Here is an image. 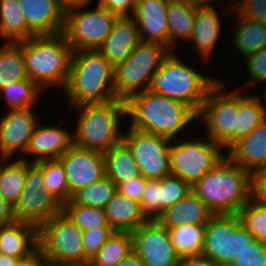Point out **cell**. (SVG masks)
<instances>
[{
    "instance_id": "cell-54",
    "label": "cell",
    "mask_w": 266,
    "mask_h": 266,
    "mask_svg": "<svg viewBox=\"0 0 266 266\" xmlns=\"http://www.w3.org/2000/svg\"><path fill=\"white\" fill-rule=\"evenodd\" d=\"M117 266H145L138 254L131 250Z\"/></svg>"
},
{
    "instance_id": "cell-44",
    "label": "cell",
    "mask_w": 266,
    "mask_h": 266,
    "mask_svg": "<svg viewBox=\"0 0 266 266\" xmlns=\"http://www.w3.org/2000/svg\"><path fill=\"white\" fill-rule=\"evenodd\" d=\"M113 232L111 227H98L82 231L85 266H88L89 261L97 254Z\"/></svg>"
},
{
    "instance_id": "cell-56",
    "label": "cell",
    "mask_w": 266,
    "mask_h": 266,
    "mask_svg": "<svg viewBox=\"0 0 266 266\" xmlns=\"http://www.w3.org/2000/svg\"><path fill=\"white\" fill-rule=\"evenodd\" d=\"M19 258L0 254V266H14Z\"/></svg>"
},
{
    "instance_id": "cell-6",
    "label": "cell",
    "mask_w": 266,
    "mask_h": 266,
    "mask_svg": "<svg viewBox=\"0 0 266 266\" xmlns=\"http://www.w3.org/2000/svg\"><path fill=\"white\" fill-rule=\"evenodd\" d=\"M177 53L171 51L163 60L153 75L149 90L183 102L198 114L209 89L220 77L201 73L200 68L187 64Z\"/></svg>"
},
{
    "instance_id": "cell-10",
    "label": "cell",
    "mask_w": 266,
    "mask_h": 266,
    "mask_svg": "<svg viewBox=\"0 0 266 266\" xmlns=\"http://www.w3.org/2000/svg\"><path fill=\"white\" fill-rule=\"evenodd\" d=\"M191 139L171 140L170 166L171 174L179 176L192 188L227 154L222 145L208 137L204 140L199 137Z\"/></svg>"
},
{
    "instance_id": "cell-16",
    "label": "cell",
    "mask_w": 266,
    "mask_h": 266,
    "mask_svg": "<svg viewBox=\"0 0 266 266\" xmlns=\"http://www.w3.org/2000/svg\"><path fill=\"white\" fill-rule=\"evenodd\" d=\"M39 120L34 107L9 110L0 116V158L23 157Z\"/></svg>"
},
{
    "instance_id": "cell-38",
    "label": "cell",
    "mask_w": 266,
    "mask_h": 266,
    "mask_svg": "<svg viewBox=\"0 0 266 266\" xmlns=\"http://www.w3.org/2000/svg\"><path fill=\"white\" fill-rule=\"evenodd\" d=\"M42 174L44 189L62 204L68 202V184L62 162L59 159L43 160Z\"/></svg>"
},
{
    "instance_id": "cell-5",
    "label": "cell",
    "mask_w": 266,
    "mask_h": 266,
    "mask_svg": "<svg viewBox=\"0 0 266 266\" xmlns=\"http://www.w3.org/2000/svg\"><path fill=\"white\" fill-rule=\"evenodd\" d=\"M71 109L78 112L72 132L76 147L104 154L122 142L124 132L121 130V120L127 117L126 101L115 98L103 103L81 104Z\"/></svg>"
},
{
    "instance_id": "cell-34",
    "label": "cell",
    "mask_w": 266,
    "mask_h": 266,
    "mask_svg": "<svg viewBox=\"0 0 266 266\" xmlns=\"http://www.w3.org/2000/svg\"><path fill=\"white\" fill-rule=\"evenodd\" d=\"M132 247V232L114 231L88 266H117Z\"/></svg>"
},
{
    "instance_id": "cell-13",
    "label": "cell",
    "mask_w": 266,
    "mask_h": 266,
    "mask_svg": "<svg viewBox=\"0 0 266 266\" xmlns=\"http://www.w3.org/2000/svg\"><path fill=\"white\" fill-rule=\"evenodd\" d=\"M122 141L131 150L140 174L147 180H160L171 174V139L134 129L128 125Z\"/></svg>"
},
{
    "instance_id": "cell-40",
    "label": "cell",
    "mask_w": 266,
    "mask_h": 266,
    "mask_svg": "<svg viewBox=\"0 0 266 266\" xmlns=\"http://www.w3.org/2000/svg\"><path fill=\"white\" fill-rule=\"evenodd\" d=\"M239 218L244 227L257 240L266 239V206L252 198L240 209Z\"/></svg>"
},
{
    "instance_id": "cell-33",
    "label": "cell",
    "mask_w": 266,
    "mask_h": 266,
    "mask_svg": "<svg viewBox=\"0 0 266 266\" xmlns=\"http://www.w3.org/2000/svg\"><path fill=\"white\" fill-rule=\"evenodd\" d=\"M171 243L180 258L201 254L205 246V225H180L167 228Z\"/></svg>"
},
{
    "instance_id": "cell-23",
    "label": "cell",
    "mask_w": 266,
    "mask_h": 266,
    "mask_svg": "<svg viewBox=\"0 0 266 266\" xmlns=\"http://www.w3.org/2000/svg\"><path fill=\"white\" fill-rule=\"evenodd\" d=\"M227 156L250 173L266 168V118L228 150Z\"/></svg>"
},
{
    "instance_id": "cell-25",
    "label": "cell",
    "mask_w": 266,
    "mask_h": 266,
    "mask_svg": "<svg viewBox=\"0 0 266 266\" xmlns=\"http://www.w3.org/2000/svg\"><path fill=\"white\" fill-rule=\"evenodd\" d=\"M37 247L35 225L15 220L0 227V254L20 259L28 256Z\"/></svg>"
},
{
    "instance_id": "cell-3",
    "label": "cell",
    "mask_w": 266,
    "mask_h": 266,
    "mask_svg": "<svg viewBox=\"0 0 266 266\" xmlns=\"http://www.w3.org/2000/svg\"><path fill=\"white\" fill-rule=\"evenodd\" d=\"M22 53L28 78L43 91L49 87L65 89L73 49L62 32L29 37L22 41Z\"/></svg>"
},
{
    "instance_id": "cell-48",
    "label": "cell",
    "mask_w": 266,
    "mask_h": 266,
    "mask_svg": "<svg viewBox=\"0 0 266 266\" xmlns=\"http://www.w3.org/2000/svg\"><path fill=\"white\" fill-rule=\"evenodd\" d=\"M251 198L266 206V168L251 173Z\"/></svg>"
},
{
    "instance_id": "cell-51",
    "label": "cell",
    "mask_w": 266,
    "mask_h": 266,
    "mask_svg": "<svg viewBox=\"0 0 266 266\" xmlns=\"http://www.w3.org/2000/svg\"><path fill=\"white\" fill-rule=\"evenodd\" d=\"M14 266H49L41 250L37 247L32 253L18 259Z\"/></svg>"
},
{
    "instance_id": "cell-4",
    "label": "cell",
    "mask_w": 266,
    "mask_h": 266,
    "mask_svg": "<svg viewBox=\"0 0 266 266\" xmlns=\"http://www.w3.org/2000/svg\"><path fill=\"white\" fill-rule=\"evenodd\" d=\"M192 190L213 214H238L251 198V173L226 155Z\"/></svg>"
},
{
    "instance_id": "cell-43",
    "label": "cell",
    "mask_w": 266,
    "mask_h": 266,
    "mask_svg": "<svg viewBox=\"0 0 266 266\" xmlns=\"http://www.w3.org/2000/svg\"><path fill=\"white\" fill-rule=\"evenodd\" d=\"M140 207L148 220H157L161 215L160 180L146 181Z\"/></svg>"
},
{
    "instance_id": "cell-26",
    "label": "cell",
    "mask_w": 266,
    "mask_h": 266,
    "mask_svg": "<svg viewBox=\"0 0 266 266\" xmlns=\"http://www.w3.org/2000/svg\"><path fill=\"white\" fill-rule=\"evenodd\" d=\"M228 7V15L231 14L237 20L233 37L231 36L232 50L235 49L233 53H239V57L244 59L266 47V22L245 19L233 10L232 4Z\"/></svg>"
},
{
    "instance_id": "cell-8",
    "label": "cell",
    "mask_w": 266,
    "mask_h": 266,
    "mask_svg": "<svg viewBox=\"0 0 266 266\" xmlns=\"http://www.w3.org/2000/svg\"><path fill=\"white\" fill-rule=\"evenodd\" d=\"M37 241L49 266H85L82 230L63 211L37 228Z\"/></svg>"
},
{
    "instance_id": "cell-39",
    "label": "cell",
    "mask_w": 266,
    "mask_h": 266,
    "mask_svg": "<svg viewBox=\"0 0 266 266\" xmlns=\"http://www.w3.org/2000/svg\"><path fill=\"white\" fill-rule=\"evenodd\" d=\"M62 211L82 231L98 227H110L104 209L83 205H63Z\"/></svg>"
},
{
    "instance_id": "cell-7",
    "label": "cell",
    "mask_w": 266,
    "mask_h": 266,
    "mask_svg": "<svg viewBox=\"0 0 266 266\" xmlns=\"http://www.w3.org/2000/svg\"><path fill=\"white\" fill-rule=\"evenodd\" d=\"M224 80L220 78L209 89L198 113L197 124L202 122L205 136L227 151L237 141L239 89L228 91Z\"/></svg>"
},
{
    "instance_id": "cell-41",
    "label": "cell",
    "mask_w": 266,
    "mask_h": 266,
    "mask_svg": "<svg viewBox=\"0 0 266 266\" xmlns=\"http://www.w3.org/2000/svg\"><path fill=\"white\" fill-rule=\"evenodd\" d=\"M192 188L179 176L168 174L160 179L161 214L184 198Z\"/></svg>"
},
{
    "instance_id": "cell-36",
    "label": "cell",
    "mask_w": 266,
    "mask_h": 266,
    "mask_svg": "<svg viewBox=\"0 0 266 266\" xmlns=\"http://www.w3.org/2000/svg\"><path fill=\"white\" fill-rule=\"evenodd\" d=\"M42 90L37 83L26 78L1 88L0 96L5 98L9 110L21 109L35 107L37 102H40Z\"/></svg>"
},
{
    "instance_id": "cell-11",
    "label": "cell",
    "mask_w": 266,
    "mask_h": 266,
    "mask_svg": "<svg viewBox=\"0 0 266 266\" xmlns=\"http://www.w3.org/2000/svg\"><path fill=\"white\" fill-rule=\"evenodd\" d=\"M77 5L66 9L64 34L73 51L98 50L112 31L118 15L97 4ZM88 7V9H87Z\"/></svg>"
},
{
    "instance_id": "cell-1",
    "label": "cell",
    "mask_w": 266,
    "mask_h": 266,
    "mask_svg": "<svg viewBox=\"0 0 266 266\" xmlns=\"http://www.w3.org/2000/svg\"><path fill=\"white\" fill-rule=\"evenodd\" d=\"M126 105L130 127L171 140L198 122V114L190 106L150 90L132 96Z\"/></svg>"
},
{
    "instance_id": "cell-15",
    "label": "cell",
    "mask_w": 266,
    "mask_h": 266,
    "mask_svg": "<svg viewBox=\"0 0 266 266\" xmlns=\"http://www.w3.org/2000/svg\"><path fill=\"white\" fill-rule=\"evenodd\" d=\"M64 167L68 184V201L79 189L106 176L104 154L74 144L58 158Z\"/></svg>"
},
{
    "instance_id": "cell-21",
    "label": "cell",
    "mask_w": 266,
    "mask_h": 266,
    "mask_svg": "<svg viewBox=\"0 0 266 266\" xmlns=\"http://www.w3.org/2000/svg\"><path fill=\"white\" fill-rule=\"evenodd\" d=\"M141 42L139 29L132 16H118L112 31L98 51L115 68Z\"/></svg>"
},
{
    "instance_id": "cell-20",
    "label": "cell",
    "mask_w": 266,
    "mask_h": 266,
    "mask_svg": "<svg viewBox=\"0 0 266 266\" xmlns=\"http://www.w3.org/2000/svg\"><path fill=\"white\" fill-rule=\"evenodd\" d=\"M63 204L45 189L23 188L13 207L16 221L28 222L37 228L62 212Z\"/></svg>"
},
{
    "instance_id": "cell-52",
    "label": "cell",
    "mask_w": 266,
    "mask_h": 266,
    "mask_svg": "<svg viewBox=\"0 0 266 266\" xmlns=\"http://www.w3.org/2000/svg\"><path fill=\"white\" fill-rule=\"evenodd\" d=\"M180 266H218L207 255L201 253L181 258Z\"/></svg>"
},
{
    "instance_id": "cell-35",
    "label": "cell",
    "mask_w": 266,
    "mask_h": 266,
    "mask_svg": "<svg viewBox=\"0 0 266 266\" xmlns=\"http://www.w3.org/2000/svg\"><path fill=\"white\" fill-rule=\"evenodd\" d=\"M117 191V185L108 177L75 192L63 205H83L104 209Z\"/></svg>"
},
{
    "instance_id": "cell-59",
    "label": "cell",
    "mask_w": 266,
    "mask_h": 266,
    "mask_svg": "<svg viewBox=\"0 0 266 266\" xmlns=\"http://www.w3.org/2000/svg\"><path fill=\"white\" fill-rule=\"evenodd\" d=\"M219 2V1H221V0H211V2ZM229 3H227V4H234L235 2H236V0H227ZM232 1V2H231Z\"/></svg>"
},
{
    "instance_id": "cell-58",
    "label": "cell",
    "mask_w": 266,
    "mask_h": 266,
    "mask_svg": "<svg viewBox=\"0 0 266 266\" xmlns=\"http://www.w3.org/2000/svg\"><path fill=\"white\" fill-rule=\"evenodd\" d=\"M262 90H263V92H261V94L263 93L261 95L262 98L258 94L256 96L258 97V99H259V101L261 103V106L263 107V112H264V115L266 117V85H265V87Z\"/></svg>"
},
{
    "instance_id": "cell-57",
    "label": "cell",
    "mask_w": 266,
    "mask_h": 266,
    "mask_svg": "<svg viewBox=\"0 0 266 266\" xmlns=\"http://www.w3.org/2000/svg\"><path fill=\"white\" fill-rule=\"evenodd\" d=\"M169 1L187 3L193 6H199L211 2V0H169Z\"/></svg>"
},
{
    "instance_id": "cell-47",
    "label": "cell",
    "mask_w": 266,
    "mask_h": 266,
    "mask_svg": "<svg viewBox=\"0 0 266 266\" xmlns=\"http://www.w3.org/2000/svg\"><path fill=\"white\" fill-rule=\"evenodd\" d=\"M147 179L142 175L130 181L122 182L117 185V191L126 197L140 203L146 186Z\"/></svg>"
},
{
    "instance_id": "cell-32",
    "label": "cell",
    "mask_w": 266,
    "mask_h": 266,
    "mask_svg": "<svg viewBox=\"0 0 266 266\" xmlns=\"http://www.w3.org/2000/svg\"><path fill=\"white\" fill-rule=\"evenodd\" d=\"M28 78L22 42H4L0 46V89Z\"/></svg>"
},
{
    "instance_id": "cell-53",
    "label": "cell",
    "mask_w": 266,
    "mask_h": 266,
    "mask_svg": "<svg viewBox=\"0 0 266 266\" xmlns=\"http://www.w3.org/2000/svg\"><path fill=\"white\" fill-rule=\"evenodd\" d=\"M15 221L13 206L0 194V227Z\"/></svg>"
},
{
    "instance_id": "cell-30",
    "label": "cell",
    "mask_w": 266,
    "mask_h": 266,
    "mask_svg": "<svg viewBox=\"0 0 266 266\" xmlns=\"http://www.w3.org/2000/svg\"><path fill=\"white\" fill-rule=\"evenodd\" d=\"M104 158L106 177L110 178L116 185L141 175L131 150L123 141L106 151Z\"/></svg>"
},
{
    "instance_id": "cell-29",
    "label": "cell",
    "mask_w": 266,
    "mask_h": 266,
    "mask_svg": "<svg viewBox=\"0 0 266 266\" xmlns=\"http://www.w3.org/2000/svg\"><path fill=\"white\" fill-rule=\"evenodd\" d=\"M196 6L171 2L167 6V22L169 29V49L178 51L179 40L188 42L193 32Z\"/></svg>"
},
{
    "instance_id": "cell-42",
    "label": "cell",
    "mask_w": 266,
    "mask_h": 266,
    "mask_svg": "<svg viewBox=\"0 0 266 266\" xmlns=\"http://www.w3.org/2000/svg\"><path fill=\"white\" fill-rule=\"evenodd\" d=\"M246 66L245 71L249 75L248 82L235 89L248 91L251 87L258 86V84L262 85L263 83L266 84V47L260 49L258 52L247 56L246 58L242 59ZM255 85V86H254Z\"/></svg>"
},
{
    "instance_id": "cell-12",
    "label": "cell",
    "mask_w": 266,
    "mask_h": 266,
    "mask_svg": "<svg viewBox=\"0 0 266 266\" xmlns=\"http://www.w3.org/2000/svg\"><path fill=\"white\" fill-rule=\"evenodd\" d=\"M254 239L241 223L238 214H213L205 225L202 253L218 266H230Z\"/></svg>"
},
{
    "instance_id": "cell-24",
    "label": "cell",
    "mask_w": 266,
    "mask_h": 266,
    "mask_svg": "<svg viewBox=\"0 0 266 266\" xmlns=\"http://www.w3.org/2000/svg\"><path fill=\"white\" fill-rule=\"evenodd\" d=\"M213 213L206 204L191 190L184 198L167 208L157 221L166 228L184 225H206Z\"/></svg>"
},
{
    "instance_id": "cell-22",
    "label": "cell",
    "mask_w": 266,
    "mask_h": 266,
    "mask_svg": "<svg viewBox=\"0 0 266 266\" xmlns=\"http://www.w3.org/2000/svg\"><path fill=\"white\" fill-rule=\"evenodd\" d=\"M27 26L36 34H57L64 28L66 8L59 0H19Z\"/></svg>"
},
{
    "instance_id": "cell-37",
    "label": "cell",
    "mask_w": 266,
    "mask_h": 266,
    "mask_svg": "<svg viewBox=\"0 0 266 266\" xmlns=\"http://www.w3.org/2000/svg\"><path fill=\"white\" fill-rule=\"evenodd\" d=\"M250 91L239 90V112L237 116V141L247 136L266 117L263 107L255 95Z\"/></svg>"
},
{
    "instance_id": "cell-55",
    "label": "cell",
    "mask_w": 266,
    "mask_h": 266,
    "mask_svg": "<svg viewBox=\"0 0 266 266\" xmlns=\"http://www.w3.org/2000/svg\"><path fill=\"white\" fill-rule=\"evenodd\" d=\"M61 4L67 9L77 5L91 4L92 0H59Z\"/></svg>"
},
{
    "instance_id": "cell-27",
    "label": "cell",
    "mask_w": 266,
    "mask_h": 266,
    "mask_svg": "<svg viewBox=\"0 0 266 266\" xmlns=\"http://www.w3.org/2000/svg\"><path fill=\"white\" fill-rule=\"evenodd\" d=\"M104 213L109 226L118 232H133L148 221L142 213L140 203L118 191L106 204Z\"/></svg>"
},
{
    "instance_id": "cell-17",
    "label": "cell",
    "mask_w": 266,
    "mask_h": 266,
    "mask_svg": "<svg viewBox=\"0 0 266 266\" xmlns=\"http://www.w3.org/2000/svg\"><path fill=\"white\" fill-rule=\"evenodd\" d=\"M41 123V121L37 123L24 157L20 158L29 163L58 159L73 145L71 130L61 125H44V123L42 125ZM30 158L33 159L30 160Z\"/></svg>"
},
{
    "instance_id": "cell-50",
    "label": "cell",
    "mask_w": 266,
    "mask_h": 266,
    "mask_svg": "<svg viewBox=\"0 0 266 266\" xmlns=\"http://www.w3.org/2000/svg\"><path fill=\"white\" fill-rule=\"evenodd\" d=\"M136 1L137 0H98L97 4L118 16H132Z\"/></svg>"
},
{
    "instance_id": "cell-18",
    "label": "cell",
    "mask_w": 266,
    "mask_h": 266,
    "mask_svg": "<svg viewBox=\"0 0 266 266\" xmlns=\"http://www.w3.org/2000/svg\"><path fill=\"white\" fill-rule=\"evenodd\" d=\"M169 0H137L132 17L137 23L141 42L169 48L167 6Z\"/></svg>"
},
{
    "instance_id": "cell-45",
    "label": "cell",
    "mask_w": 266,
    "mask_h": 266,
    "mask_svg": "<svg viewBox=\"0 0 266 266\" xmlns=\"http://www.w3.org/2000/svg\"><path fill=\"white\" fill-rule=\"evenodd\" d=\"M230 266H266V243L254 239Z\"/></svg>"
},
{
    "instance_id": "cell-49",
    "label": "cell",
    "mask_w": 266,
    "mask_h": 266,
    "mask_svg": "<svg viewBox=\"0 0 266 266\" xmlns=\"http://www.w3.org/2000/svg\"><path fill=\"white\" fill-rule=\"evenodd\" d=\"M23 188H38V192L44 190L42 161L36 163L26 161V176Z\"/></svg>"
},
{
    "instance_id": "cell-46",
    "label": "cell",
    "mask_w": 266,
    "mask_h": 266,
    "mask_svg": "<svg viewBox=\"0 0 266 266\" xmlns=\"http://www.w3.org/2000/svg\"><path fill=\"white\" fill-rule=\"evenodd\" d=\"M233 10L245 19L266 22V0H236Z\"/></svg>"
},
{
    "instance_id": "cell-19",
    "label": "cell",
    "mask_w": 266,
    "mask_h": 266,
    "mask_svg": "<svg viewBox=\"0 0 266 266\" xmlns=\"http://www.w3.org/2000/svg\"><path fill=\"white\" fill-rule=\"evenodd\" d=\"M211 3L214 2L196 6L193 32L188 41L189 46L190 44L194 46V48L191 47L192 50L194 49L192 53H197V58L201 59L202 65L211 61L212 52L216 50L215 46L223 30V23L219 16L221 13L218 14L216 6Z\"/></svg>"
},
{
    "instance_id": "cell-31",
    "label": "cell",
    "mask_w": 266,
    "mask_h": 266,
    "mask_svg": "<svg viewBox=\"0 0 266 266\" xmlns=\"http://www.w3.org/2000/svg\"><path fill=\"white\" fill-rule=\"evenodd\" d=\"M25 176L26 161L18 156L16 159L0 158V194L13 207L23 190Z\"/></svg>"
},
{
    "instance_id": "cell-14",
    "label": "cell",
    "mask_w": 266,
    "mask_h": 266,
    "mask_svg": "<svg viewBox=\"0 0 266 266\" xmlns=\"http://www.w3.org/2000/svg\"><path fill=\"white\" fill-rule=\"evenodd\" d=\"M132 246L145 266H180L169 232L157 220H148L132 232Z\"/></svg>"
},
{
    "instance_id": "cell-9",
    "label": "cell",
    "mask_w": 266,
    "mask_h": 266,
    "mask_svg": "<svg viewBox=\"0 0 266 266\" xmlns=\"http://www.w3.org/2000/svg\"><path fill=\"white\" fill-rule=\"evenodd\" d=\"M170 52L166 46L140 42L115 67L116 98L127 102L132 96L149 90L153 75Z\"/></svg>"
},
{
    "instance_id": "cell-2",
    "label": "cell",
    "mask_w": 266,
    "mask_h": 266,
    "mask_svg": "<svg viewBox=\"0 0 266 266\" xmlns=\"http://www.w3.org/2000/svg\"><path fill=\"white\" fill-rule=\"evenodd\" d=\"M63 93L70 108L111 101L116 98L115 68L98 50L73 51Z\"/></svg>"
},
{
    "instance_id": "cell-28",
    "label": "cell",
    "mask_w": 266,
    "mask_h": 266,
    "mask_svg": "<svg viewBox=\"0 0 266 266\" xmlns=\"http://www.w3.org/2000/svg\"><path fill=\"white\" fill-rule=\"evenodd\" d=\"M36 35L26 23L19 0H0V37L4 42L19 43Z\"/></svg>"
}]
</instances>
